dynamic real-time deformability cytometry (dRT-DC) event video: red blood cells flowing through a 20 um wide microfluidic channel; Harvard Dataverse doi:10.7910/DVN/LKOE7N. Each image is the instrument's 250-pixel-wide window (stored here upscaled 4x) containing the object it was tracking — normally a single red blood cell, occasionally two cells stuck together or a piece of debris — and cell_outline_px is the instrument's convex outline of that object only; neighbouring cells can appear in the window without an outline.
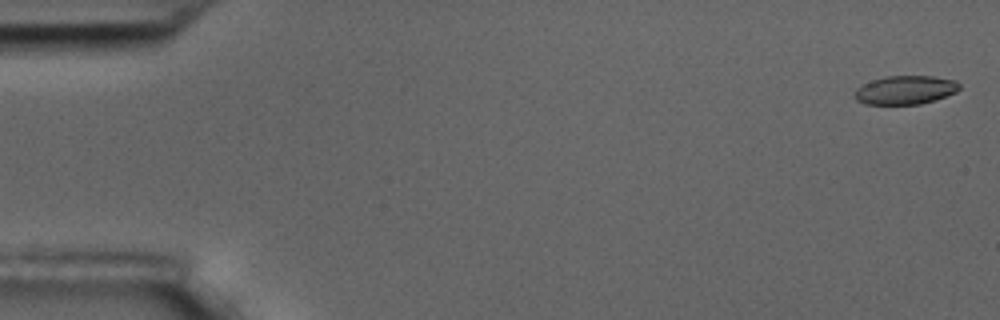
{"species": "common noctule bat (a hibernating species)", "species_latin": "Nyctalus noctula", "temperature_condition": "room temperature", "stored_images_in_passage": 6, "camera_frame_rate_fps": 3000, "um_per_image_px": 0.085, "animal": {"sex": "male", "body_mass_g": 17.5, "forearm_length_mm": 52.3}, "frame": {"image": 1, "passage_image": 1, "time_ms": 0.0, "image_size_px": [1000, 320], "cell_outline_px": [[960, 88], [956, 92], [936, 100], [920, 104], [864, 104], [856, 100], [856, 88], [872, 80], [884, 76], [932, 76], [956, 80], [960, 84]], "centroid_in_image_um": [76.98, 7.65], "position_along_channel_um": 8.0, "area_um2": 17.51}}
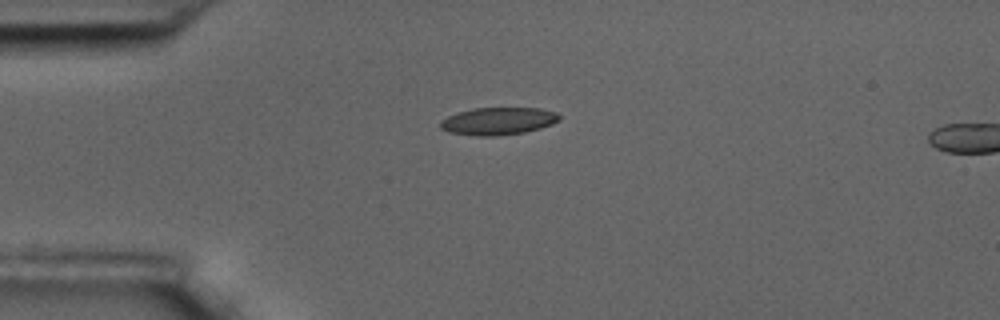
{"frame": {"image": 2, "passage_image": 5, "time_ms": 1.333, "image_size_px": [1000, 320], "cell_outline_px": [[560, 120], [552, 124], [540, 128], [524, 132], [492, 136], [480, 136], [448, 132], [440, 128], [440, 120], [456, 112], [472, 108], [540, 108], [556, 112], [560, 116]], "centroid_in_image_um": [42.32, 10.28], "position_along_channel_um": 42.7, "area_um2": 19.07}}